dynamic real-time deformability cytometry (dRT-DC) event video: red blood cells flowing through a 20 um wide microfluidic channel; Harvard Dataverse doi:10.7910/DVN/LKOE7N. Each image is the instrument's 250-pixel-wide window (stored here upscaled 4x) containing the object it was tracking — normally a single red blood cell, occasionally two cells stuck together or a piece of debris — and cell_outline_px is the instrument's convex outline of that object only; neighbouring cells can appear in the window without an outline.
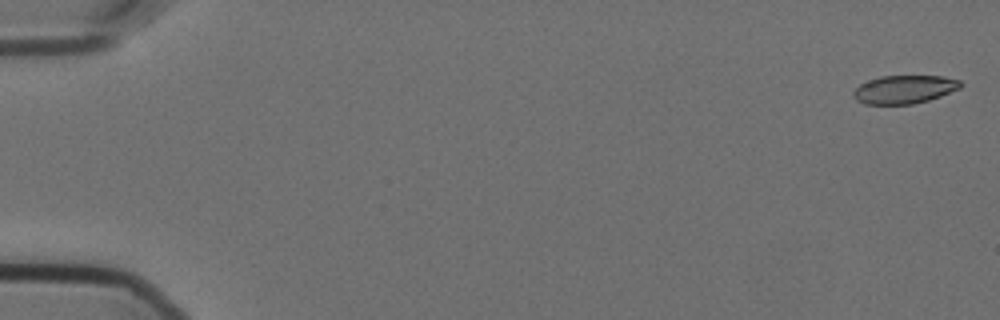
{"species": "Egyptian fruit bat (a non-hibernating species)", "species_latin": "Rousettus aegyptiacus", "temperature_condition": "cold", "stored_images_in_passage": 58, "camera_frame_rate_fps": 3000, "um_per_image_px": 0.085, "animal": {"sex": "female"}, "frame": {"image": 1, "passage_image": 2, "time_ms": 0.333, "image_size_px": [1000, 320], "cell_outline_px": [[964, 84], [960, 88], [940, 96], [928, 100], [912, 104], [864, 104], [856, 100], [852, 96], [852, 92], [860, 84], [868, 80], [880, 76], [944, 76], [960, 80]], "centroid_in_image_um": [76.86, 7.59], "position_along_channel_um": 8.1, "area_um2": 17.74}}
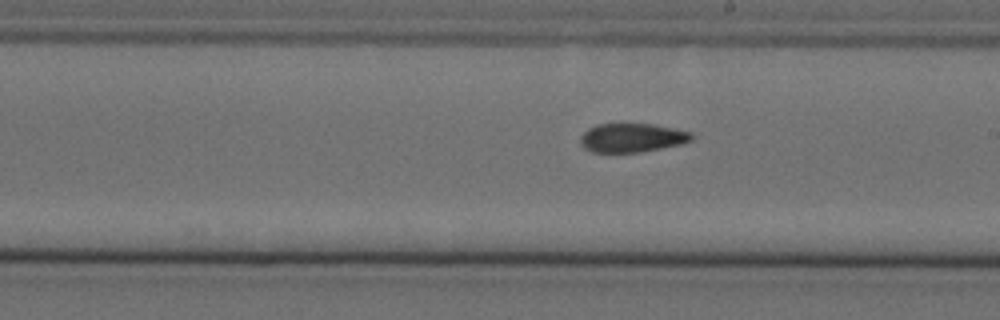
{"frame": {"image": 2, "passage_image": 34, "time_ms": 11.0, "image_size_px": [1000, 320], "cell_outline_px": [[696, 136], [692, 140], [684, 144], [640, 152], [592, 152], [584, 148], [580, 144], [580, 136], [588, 128], [596, 124], [652, 124], [676, 128], [692, 132]], "centroid_in_image_um": [53.76, 11.71], "position_along_channel_um": 235.2, "area_um2": 19.02}}
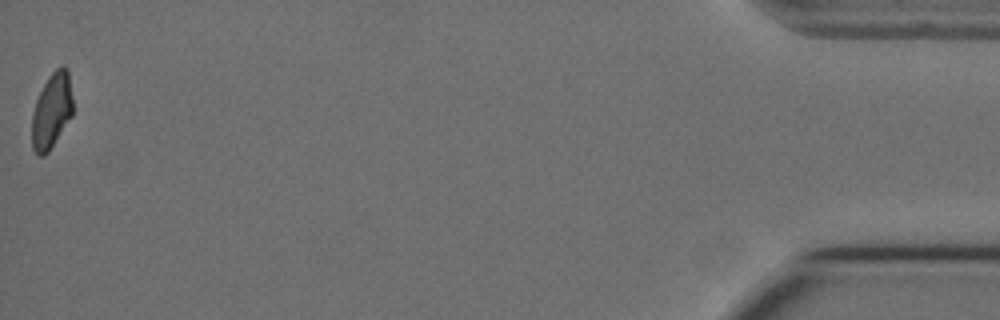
{"frame": {"image": 3, "passage_image": 58, "time_ms": 19.0, "image_size_px": [1000, 320], "cell_outline_px": [[72, 116], [48, 152], [44, 156], [36, 156], [32, 148], [32, 112], [36, 100], [48, 76], [56, 68], [68, 68], [72, 96]], "centroid_in_image_um": [4.38, 9.44], "position_along_channel_um": 430.8, "area_um2": 17.98}, "authors_computed_cell_mechanics": {"area_um2": 19.1896, "velocity_mm_per_s": 3.5745, "shape_relaxation_time_tau1_ms": null, "shape_relaxation_time_tau2_ms": 3.8824, "deformation_change_tau1": null, "deformation_change_tau2": 0.0947}}